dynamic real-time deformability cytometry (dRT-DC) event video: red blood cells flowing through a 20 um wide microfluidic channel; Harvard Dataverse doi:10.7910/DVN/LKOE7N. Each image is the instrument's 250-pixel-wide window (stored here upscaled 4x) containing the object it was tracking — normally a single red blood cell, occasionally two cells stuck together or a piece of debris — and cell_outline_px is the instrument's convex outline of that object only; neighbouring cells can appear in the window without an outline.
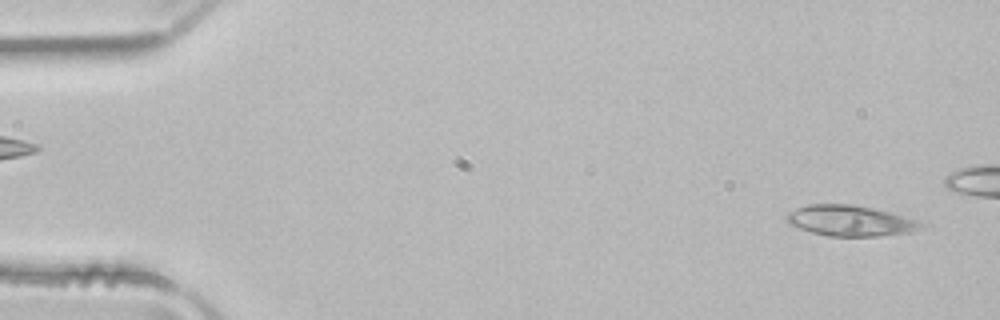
{"species": "common noctule bat (a hibernating species)", "species_latin": "Nyctalus noctula", "temperature_condition": "room temperature", "stored_images_in_passage": 44, "camera_frame_rate_fps": 3000, "um_per_image_px": 0.085, "animal": {"sex": "male", "body_mass_g": 21.5, "forearm_length_mm": 52.0}, "frame": {"image": 1, "passage_image": 2, "time_ms": 0.333, "image_size_px": [1000, 320], "cell_outline_px": [[928, 228], [912, 232], [876, 236], [828, 236], [812, 232], [788, 224], [784, 220], [784, 216], [788, 212], [796, 208], [808, 204], [852, 204], [872, 208], [888, 212], [916, 220], [924, 224]], "centroid_in_image_um": [72.25, 18.76], "position_along_channel_um": 12.7, "area_um2": 24.16}}
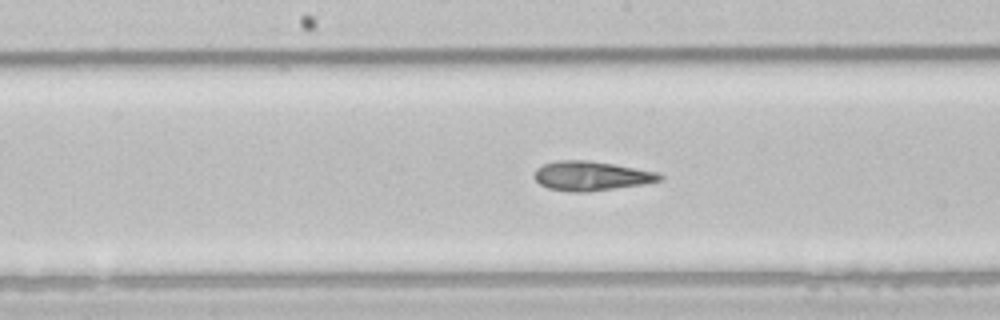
{"frame": {"image": 2, "passage_image": 25, "time_ms": 8.0, "image_size_px": [1000, 320], "cell_outline_px": [[664, 180], [644, 184], [588, 192], [568, 192], [548, 188], [540, 184], [532, 176], [536, 168], [544, 164], [556, 160], [588, 160], [636, 168], [656, 172], [664, 176]], "centroid_in_image_um": [50.23, 14.96], "position_along_channel_um": 198.0, "area_um2": 21.62}}
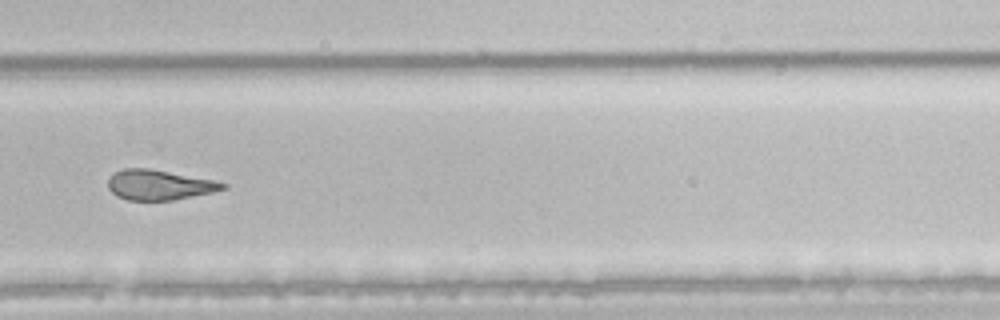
{"frame": {"image": 3, "passage_image": 34, "time_ms": 11.0, "image_size_px": [1000, 320], "cell_outline_px": [[228, 188], [212, 192], [172, 200], [128, 200], [116, 196], [108, 188], [108, 180], [116, 172], [124, 168], [148, 168], [216, 180], [228, 184]], "centroid_in_image_um": [13.56, 15.71], "position_along_channel_um": 316.2, "area_um2": 20.06}, "authors_computed_cell_mechanics": {"area_um2": 21.7906, "velocity_mm_per_s": 3.9692, "shape_relaxation_time_tau1_ms": null, "shape_relaxation_time_tau2_ms": 4.5384, "deformation_change_tau1": null, "deformation_change_tau2": 0.117}}